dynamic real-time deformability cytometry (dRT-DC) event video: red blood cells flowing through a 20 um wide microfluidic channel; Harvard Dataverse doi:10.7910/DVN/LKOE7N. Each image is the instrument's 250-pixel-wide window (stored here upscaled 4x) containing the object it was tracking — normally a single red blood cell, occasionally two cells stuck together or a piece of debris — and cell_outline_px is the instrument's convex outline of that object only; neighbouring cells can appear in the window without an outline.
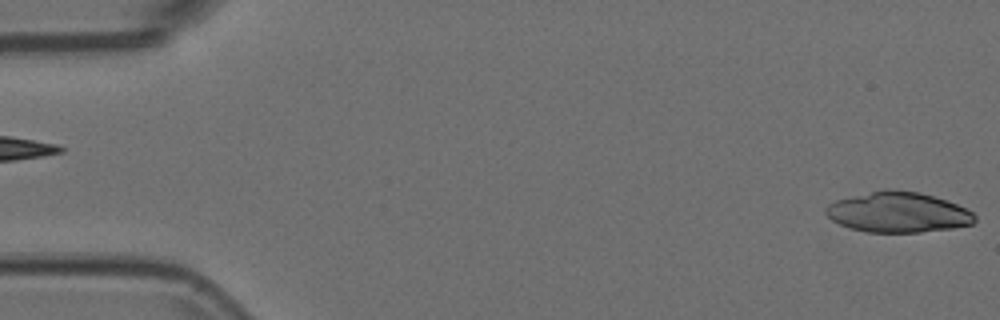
{"species": "Egyptian fruit bat (a non-hibernating species)", "species_latin": "Rousettus aegyptiacus", "temperature_condition": "room temperature", "stored_images_in_passage": 20, "camera_frame_rate_fps": 3000, "um_per_image_px": 0.085, "animal": {"sex": "female"}, "frame": {"image": 1, "passage_image": 1, "time_ms": 0.0, "image_size_px": [1000, 320], "cell_outline_px": [[976, 220], [972, 224], [952, 228], [920, 232], [868, 232], [852, 228], [840, 224], [832, 220], [824, 212], [824, 208], [828, 204], [836, 200], [884, 188], [892, 188], [920, 192], [948, 200], [972, 212], [976, 216]], "centroid_in_image_um": [76.33, 18.02], "position_along_channel_um": 8.7, "area_um2": 35.14}}